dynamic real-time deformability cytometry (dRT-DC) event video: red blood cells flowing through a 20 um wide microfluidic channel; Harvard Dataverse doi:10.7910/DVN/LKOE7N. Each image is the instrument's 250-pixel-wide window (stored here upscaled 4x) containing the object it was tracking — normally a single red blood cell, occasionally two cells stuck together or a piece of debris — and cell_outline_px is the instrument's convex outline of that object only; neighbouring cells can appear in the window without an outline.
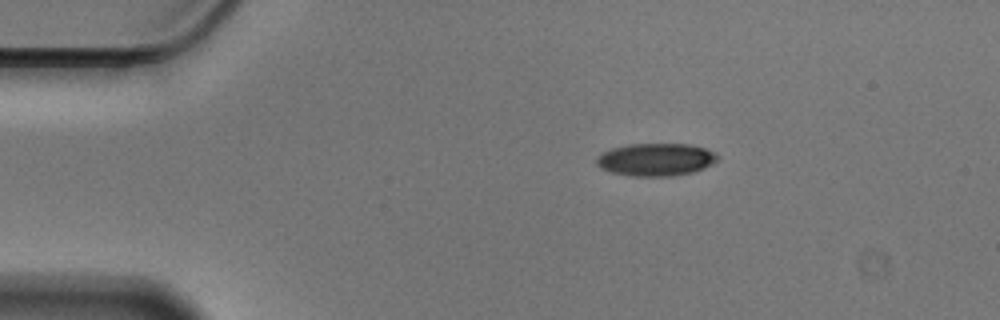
{"species": "Egyptian fruit bat (a non-hibernating species)", "species_latin": "Rousettus aegyptiacus", "temperature_condition": "cold", "stored_images_in_passage": 47, "camera_frame_rate_fps": 3000, "um_per_image_px": 0.085, "animal": {"sex": "male"}, "frame": {"image": 1, "passage_image": 1, "time_ms": 0.0, "image_size_px": [1000, 320], "cell_outline_px": [[720, 156], [712, 164], [704, 168], [692, 172], [672, 176], [632, 176], [612, 172], [600, 168], [596, 164], [596, 156], [600, 152], [612, 148], [628, 144], [688, 144], [704, 148], [716, 152]], "centroid_in_image_um": [55.72, 13.56], "position_along_channel_um": 29.3, "area_um2": 23.18}}
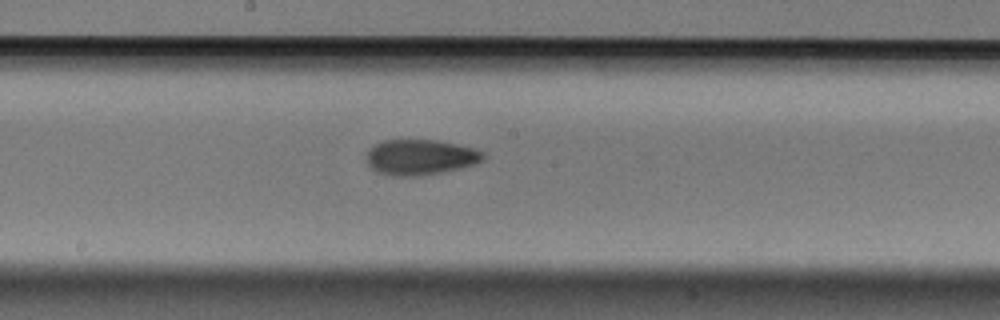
{"frame": {"image": 2, "passage_image": 21, "time_ms": 6.667, "image_size_px": [1000, 320], "cell_outline_px": [[488, 156], [484, 160], [476, 164], [444, 172], [420, 176], [392, 176], [376, 172], [364, 160], [364, 156], [368, 148], [384, 140], [436, 140], [476, 148], [484, 152]], "centroid_in_image_um": [35.73, 13.37], "position_along_channel_um": 212.5, "area_um2": 24.68}}
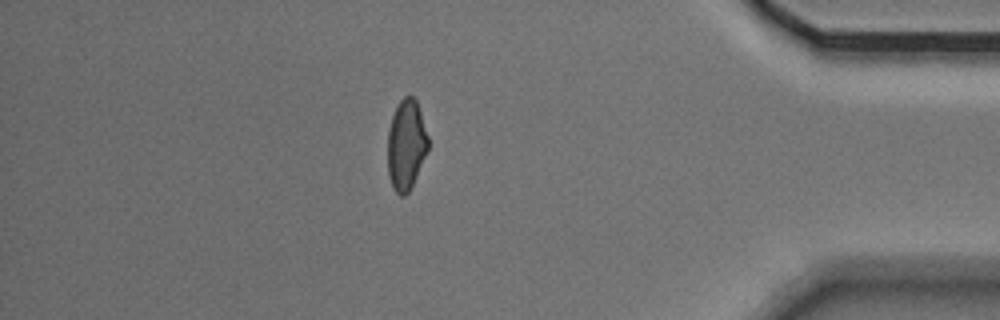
{"frame": {"image": 3, "passage_image": 40, "time_ms": 13.0, "image_size_px": [1000, 320], "cell_outline_px": [[428, 148], [416, 176], [408, 192], [404, 196], [400, 196], [396, 192], [388, 176], [388, 132], [392, 116], [400, 100], [404, 96], [412, 96], [416, 100], [428, 136]], "centroid_in_image_um": [34.51, 12.31], "position_along_channel_um": 400.7, "area_um2": 20.92}, "authors_computed_cell_mechanics": {"area_um2": 23.12, "velocity_mm_per_s": 3.5478, "shape_relaxation_time_tau1_ms": 4.2157, "shape_relaxation_time_tau2_ms": 3.1404, "deformation_change_tau1": 0.1236, "deformation_change_tau2": 0.0828}}